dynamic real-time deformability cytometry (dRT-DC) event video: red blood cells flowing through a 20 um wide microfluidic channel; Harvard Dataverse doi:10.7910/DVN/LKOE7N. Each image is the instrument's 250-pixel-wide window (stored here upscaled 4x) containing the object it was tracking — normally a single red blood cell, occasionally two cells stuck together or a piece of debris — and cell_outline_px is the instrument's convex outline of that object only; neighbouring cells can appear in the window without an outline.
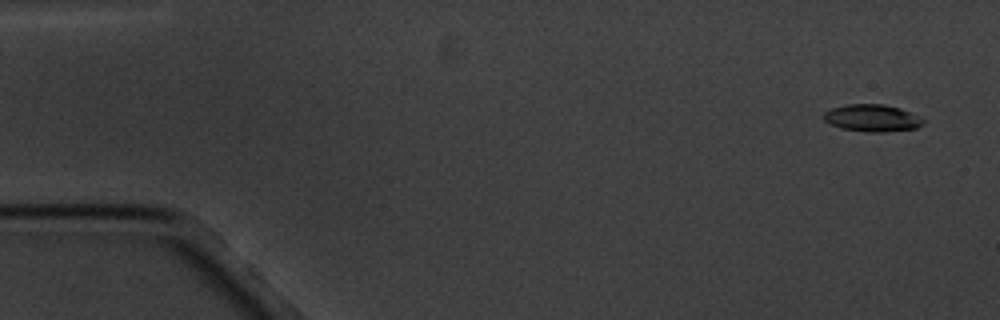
{"species": "common noctule bat (a hibernating species)", "species_latin": "Nyctalus noctula", "temperature_condition": "cold", "stored_images_in_passage": 6, "camera_frame_rate_fps": 3000, "um_per_image_px": 0.085, "animal": {"sex": "male", "body_mass_g": 20.1, "forearm_length_mm": 53.5}, "frame": {"image": 1, "passage_image": 1, "time_ms": 0.0, "image_size_px": [1000, 320], "cell_outline_px": [[924, 124], [916, 128], [884, 132], [868, 132], [840, 128], [824, 120], [820, 116], [824, 112], [832, 108], [848, 104], [884, 104], [900, 108], [924, 120]], "centroid_in_image_um": [74.09, 10.03], "position_along_channel_um": 10.9, "area_um2": 15.66}}